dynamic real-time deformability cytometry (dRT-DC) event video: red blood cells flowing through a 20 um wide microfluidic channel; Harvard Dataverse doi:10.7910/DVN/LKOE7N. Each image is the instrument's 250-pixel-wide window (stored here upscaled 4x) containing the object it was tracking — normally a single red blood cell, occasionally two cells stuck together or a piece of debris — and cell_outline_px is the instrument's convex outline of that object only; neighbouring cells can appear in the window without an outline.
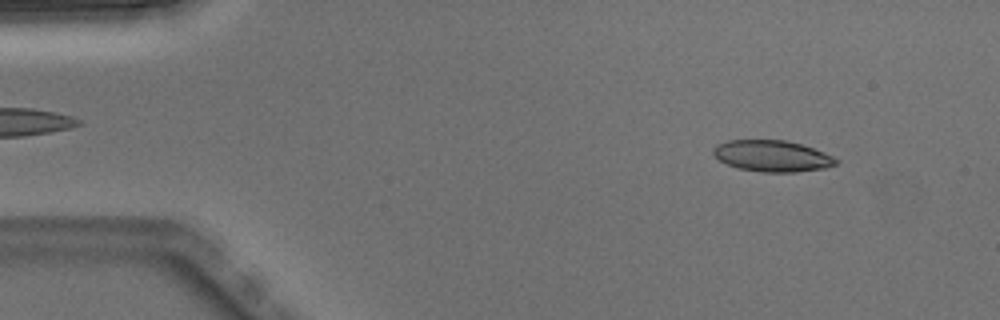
{"species": "Egyptian fruit bat (a non-hibernating species)", "species_latin": "Rousettus aegyptiacus", "temperature_condition": "warm", "stored_images_in_passage": 3, "camera_frame_rate_fps": 3000, "um_per_image_px": 0.085, "animal": {"sex": "male"}, "frame": {"image": 1, "passage_image": 1, "time_ms": 0.0, "image_size_px": [1000, 320], "cell_outline_px": [[840, 160], [836, 164], [824, 168], [796, 172], [760, 172], [740, 168], [728, 164], [720, 160], [712, 152], [712, 148], [716, 144], [728, 140], [784, 140], [800, 144], [824, 152]], "centroid_in_image_um": [65.63, 13.25], "position_along_channel_um": 19.4, "area_um2": 22.25}}
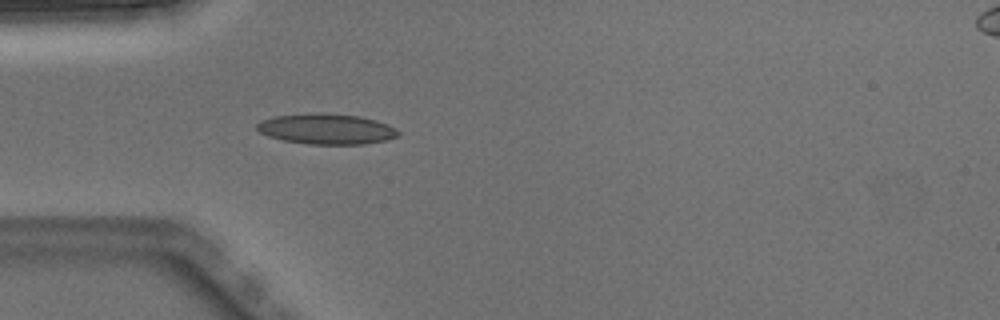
{"frame": {"image": 2, "passage_image": 3, "time_ms": 0.667, "image_size_px": [1000, 320], "cell_outline_px": [[400, 136], [388, 140], [364, 144], [308, 144], [284, 140], [268, 136], [260, 132], [256, 128], [256, 124], [260, 120], [276, 116], [312, 112], [320, 112], [360, 116], [376, 120], [388, 124], [396, 128], [400, 132]], "centroid_in_image_um": [27.78, 10.95], "position_along_channel_um": 57.2, "area_um2": 25.43}}